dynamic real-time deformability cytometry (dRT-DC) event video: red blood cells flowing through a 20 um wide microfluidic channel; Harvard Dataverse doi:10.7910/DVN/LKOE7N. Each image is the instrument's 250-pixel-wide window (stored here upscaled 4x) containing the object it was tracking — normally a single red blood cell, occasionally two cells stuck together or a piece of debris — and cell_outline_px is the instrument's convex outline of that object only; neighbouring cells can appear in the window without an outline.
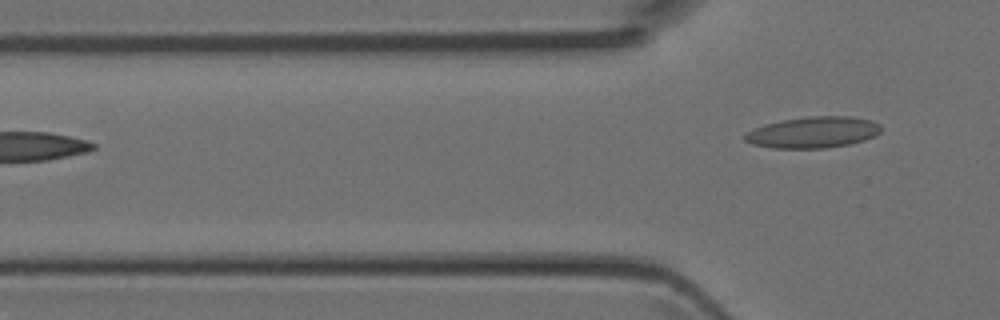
{"species": "Egyptian fruit bat (a non-hibernating species)", "species_latin": "Rousettus aegyptiacus", "temperature_condition": "room temperature", "stored_images_in_passage": 3, "camera_frame_rate_fps": 3000, "um_per_image_px": 0.085, "animal": {"sex": "female"}, "frame": {"image": 1, "passage_image": 3, "time_ms": 0.667, "image_size_px": [1000, 320], "cell_outline_px": [[880, 132], [876, 136], [864, 140], [848, 144], [824, 148], [772, 148], [752, 144], [744, 140], [744, 136], [748, 132], [756, 128], [780, 120], [808, 116], [852, 116], [872, 120], [880, 124]], "centroid_in_image_um": [69.15, 11.24], "position_along_channel_um": 56.6, "area_um2": 24.74}}